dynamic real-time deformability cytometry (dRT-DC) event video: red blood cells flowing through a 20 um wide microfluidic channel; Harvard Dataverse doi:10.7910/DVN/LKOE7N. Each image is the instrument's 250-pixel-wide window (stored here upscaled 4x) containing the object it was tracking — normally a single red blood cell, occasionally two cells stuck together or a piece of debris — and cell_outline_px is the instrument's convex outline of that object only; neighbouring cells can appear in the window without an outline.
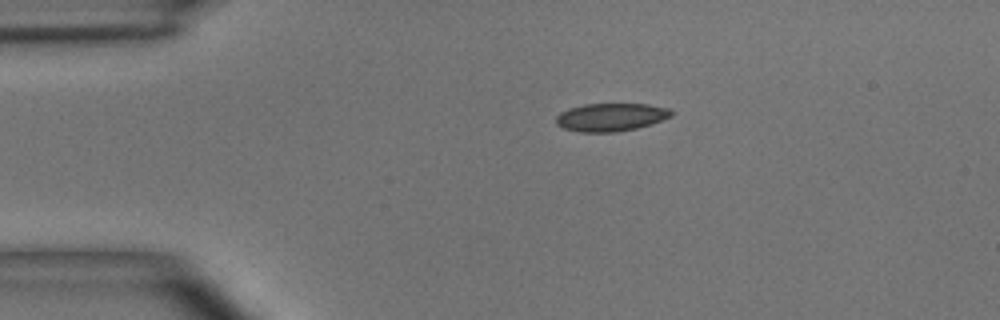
{"species": "common noctule bat (a hibernating species)", "species_latin": "Nyctalus noctula", "temperature_condition": "room temperature", "stored_images_in_passage": 2, "camera_frame_rate_fps": 3000, "um_per_image_px": 0.085, "animal": {"sex": "male", "body_mass_g": 15.6}, "frame": {"image": 1, "passage_image": 1, "time_ms": 0.0, "image_size_px": [1000, 320], "cell_outline_px": [[672, 116], [636, 128], [616, 132], [580, 132], [564, 128], [556, 124], [556, 116], [560, 112], [568, 108], [584, 104], [648, 104], [668, 108], [672, 112]], "centroid_in_image_um": [51.88, 9.95], "position_along_channel_um": 33.1, "area_um2": 18.67}}